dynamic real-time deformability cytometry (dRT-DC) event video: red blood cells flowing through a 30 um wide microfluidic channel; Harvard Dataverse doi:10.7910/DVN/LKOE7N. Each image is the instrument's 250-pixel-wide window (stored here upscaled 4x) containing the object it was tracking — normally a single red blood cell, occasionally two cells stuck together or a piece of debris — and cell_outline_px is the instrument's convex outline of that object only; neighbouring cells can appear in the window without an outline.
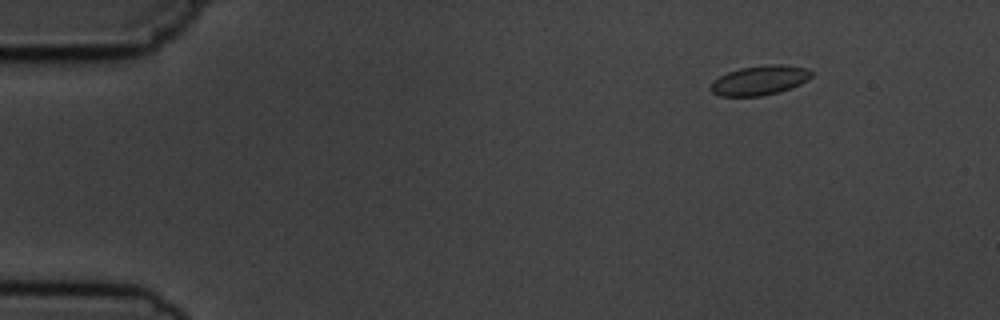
{"species": "common noctule bat (a hibernating species)", "species_latin": "Nyctalus noctula", "temperature_condition": "cold", "stored_images_in_passage": 6, "segment_of_instrument_passage": [2, 2], "camera_frame_rate_fps": 3000, "um_per_image_px": 0.085, "animal": {"sex": "male", "body_mass_g": 19.5, "forearm_length_mm": 54.6}, "frame": {"image": 1, "passage_image": 6, "time_ms": 6.667, "image_size_px": [1000, 320], "cell_outline_px": [[812, 76], [808, 80], [800, 84], [776, 92], [760, 96], [720, 96], [712, 92], [708, 88], [712, 80], [728, 72], [740, 68], [764, 64], [784, 64], [808, 68], [812, 72]], "centroid_in_image_um": [64.55, 6.81], "position_along_channel_um": 20.5, "area_um2": 17.46}}